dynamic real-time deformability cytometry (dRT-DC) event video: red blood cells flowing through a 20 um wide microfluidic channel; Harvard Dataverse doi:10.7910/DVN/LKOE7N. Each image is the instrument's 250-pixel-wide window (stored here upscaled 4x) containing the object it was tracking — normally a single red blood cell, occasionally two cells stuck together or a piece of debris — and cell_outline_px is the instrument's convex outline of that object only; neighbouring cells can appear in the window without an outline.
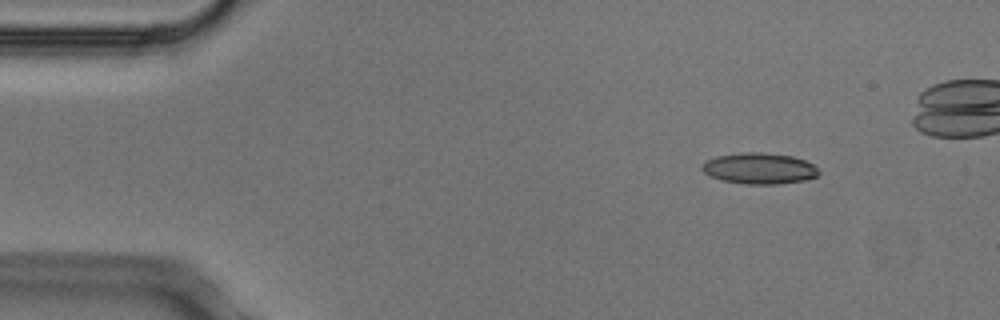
{"species": "Egyptian fruit bat (a non-hibernating species)", "species_latin": "Rousettus aegyptiacus", "temperature_condition": "cold", "stored_images_in_passage": 5, "camera_frame_rate_fps": 3000, "um_per_image_px": 0.085, "animal": {"sex": "male"}, "frame": {"image": 1, "passage_image": 2, "time_ms": 0.333, "image_size_px": [1000, 320], "cell_outline_px": [[820, 172], [816, 176], [804, 180], [780, 184], [744, 184], [720, 180], [708, 176], [700, 168], [700, 164], [716, 156], [744, 152], [760, 152], [792, 156], [804, 160], [812, 164]], "centroid_in_image_um": [64.49, 14.32], "position_along_channel_um": 20.5, "area_um2": 21.21}}